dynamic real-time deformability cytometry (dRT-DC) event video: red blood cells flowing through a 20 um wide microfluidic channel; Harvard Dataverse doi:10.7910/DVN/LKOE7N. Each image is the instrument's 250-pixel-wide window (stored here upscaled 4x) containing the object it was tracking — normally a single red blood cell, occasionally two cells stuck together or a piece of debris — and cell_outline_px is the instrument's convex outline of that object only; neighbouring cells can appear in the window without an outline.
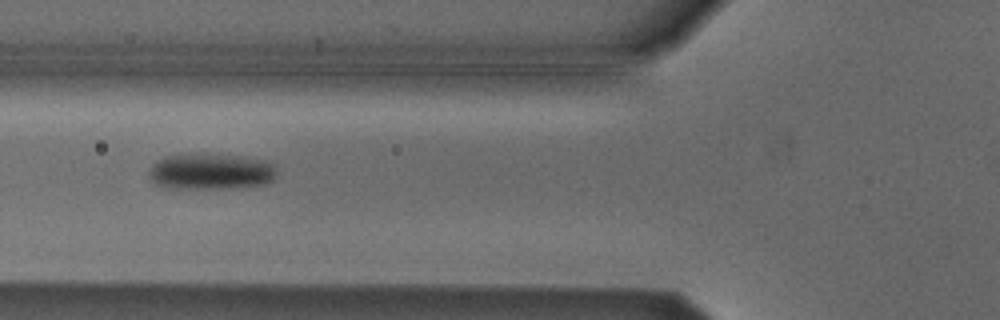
{"species": "Egyptian fruit bat (a non-hibernating species)", "species_latin": "Rousettus aegyptiacus", "temperature_condition": "cold", "stored_images_in_passage": 10, "camera_frame_rate_fps": 3000, "um_per_image_px": 0.085, "animal": {"sex": "male"}, "frame": {"image": 1, "passage_image": 5, "time_ms": 1.333, "image_size_px": [1000, 320], "cell_outline_px": [[276, 176], [272, 180], [264, 184], [236, 188], [164, 188], [148, 180], [148, 172], [152, 164], [156, 160], [164, 156], [236, 156], [264, 160], [272, 164], [276, 168]], "centroid_in_image_um": [17.88, 14.62], "position_along_channel_um": 107.9, "area_um2": 26.41}}
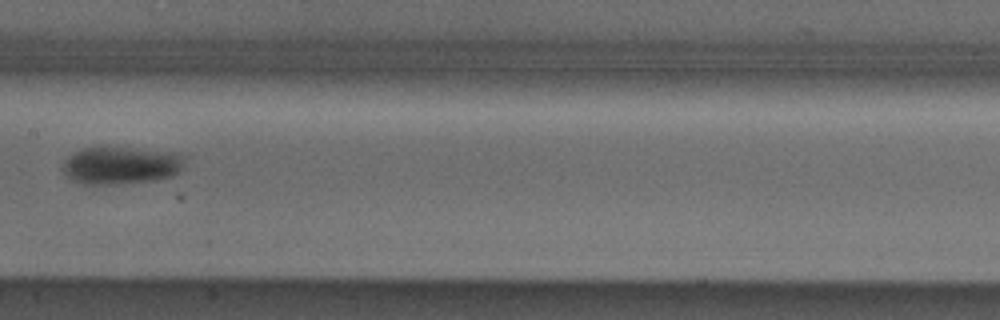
{"frame": {"image": 2, "passage_image": 7, "time_ms": 2.0, "image_size_px": [1000, 320], "cell_outline_px": [[184, 156], [180, 168], [172, 176], [156, 180], [112, 184], [84, 184], [72, 180], [60, 168], [64, 160], [68, 156], [80, 148], [124, 148], [180, 152]], "centroid_in_image_um": [10.24, 14.05], "position_along_channel_um": 197.2, "area_um2": 26.47}}
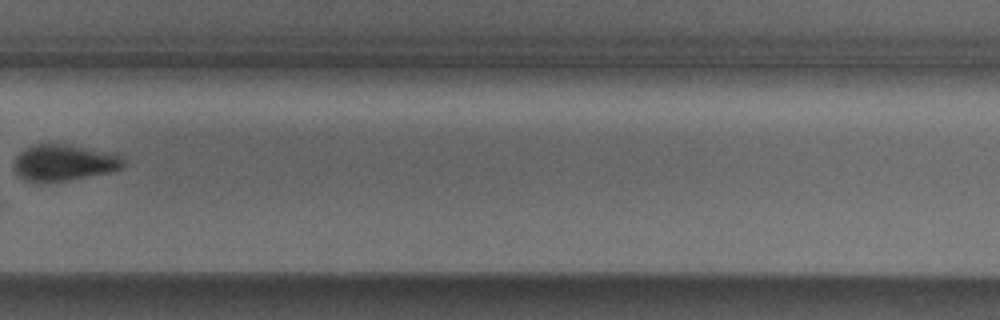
{"frame": {"image": 3, "passage_image": 10, "time_ms": 3.0, "image_size_px": [1000, 320], "cell_outline_px": [[124, 168], [108, 172], [68, 180], [40, 184], [16, 176], [12, 168], [12, 164], [16, 156], [24, 148], [36, 144], [64, 144], [84, 148], [120, 156], [124, 160]], "centroid_in_image_um": [5.32, 13.86], "position_along_channel_um": 324.5, "area_um2": 23.12}}